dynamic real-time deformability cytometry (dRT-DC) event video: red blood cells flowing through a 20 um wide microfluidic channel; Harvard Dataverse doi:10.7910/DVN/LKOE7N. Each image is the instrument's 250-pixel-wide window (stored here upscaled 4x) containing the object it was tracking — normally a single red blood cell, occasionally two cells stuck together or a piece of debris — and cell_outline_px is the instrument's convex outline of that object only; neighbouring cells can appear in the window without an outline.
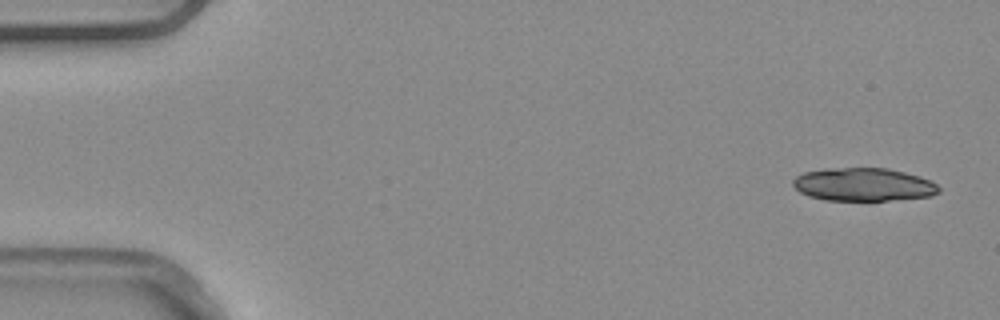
{"species": "common noctule bat (a hibernating species)", "species_latin": "Nyctalus noctula", "temperature_condition": "warm", "stored_images_in_passage": 4, "camera_frame_rate_fps": 3000, "um_per_image_px": 0.085, "animal": {"sex": "male", "body_mass_g": 20.4}, "frame": {"image": 1, "passage_image": 1, "time_ms": 0.0, "image_size_px": [1000, 320], "cell_outline_px": [[940, 192], [932, 196], [888, 200], [824, 200], [808, 196], [800, 192], [792, 184], [792, 180], [796, 176], [804, 172], [828, 168], [888, 168], [920, 176], [936, 184], [940, 188]], "centroid_in_image_um": [73.38, 15.68], "position_along_channel_um": 11.6, "area_um2": 28.15}}